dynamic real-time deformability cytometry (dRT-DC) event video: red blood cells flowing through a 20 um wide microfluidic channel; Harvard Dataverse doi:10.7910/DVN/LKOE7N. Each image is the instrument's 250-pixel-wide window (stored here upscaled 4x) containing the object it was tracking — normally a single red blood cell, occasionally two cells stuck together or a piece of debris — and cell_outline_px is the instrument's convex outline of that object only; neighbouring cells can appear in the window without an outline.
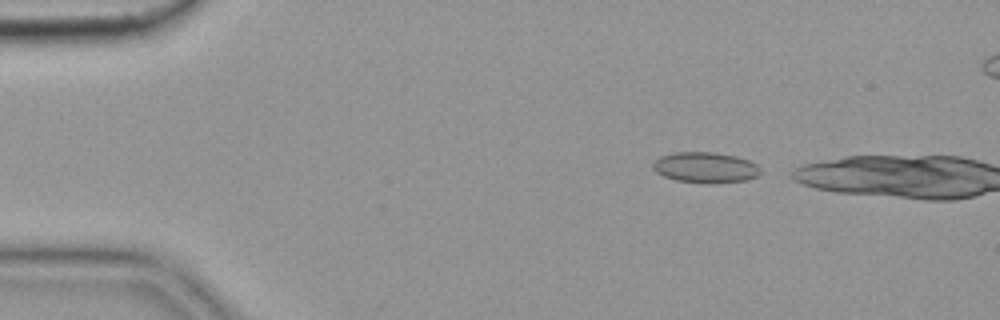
{"species": "common noctule bat (a hibernating species)", "species_latin": "Nyctalus noctula", "temperature_condition": "cold", "stored_images_in_passage": 2, "camera_frame_rate_fps": 3000, "um_per_image_px": 0.085, "animal": {"sex": "female", "body_mass_g": 19.9}, "frame": {"image": 1, "passage_image": 1, "time_ms": 0.0, "image_size_px": [1000, 320], "cell_outline_px": [[760, 172], [756, 176], [744, 180], [712, 184], [676, 180], [664, 176], [656, 172], [652, 168], [652, 164], [660, 156], [676, 152], [716, 152], [736, 156], [748, 160], [756, 164], [760, 168]], "centroid_in_image_um": [59.94, 14.23], "position_along_channel_um": 25.1, "area_um2": 19.19}}